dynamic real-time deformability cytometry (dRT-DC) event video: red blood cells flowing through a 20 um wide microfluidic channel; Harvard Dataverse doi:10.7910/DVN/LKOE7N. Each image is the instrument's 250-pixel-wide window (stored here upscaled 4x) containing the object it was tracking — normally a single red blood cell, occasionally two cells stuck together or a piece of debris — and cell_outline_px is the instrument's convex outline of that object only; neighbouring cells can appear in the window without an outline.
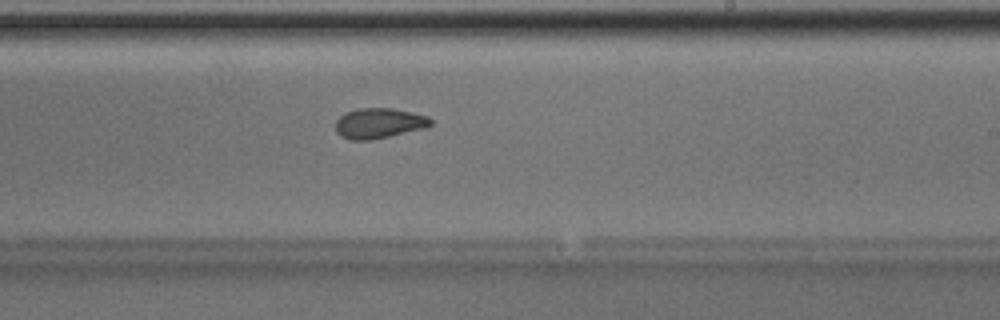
{"species": "Egyptian fruit bat (a non-hibernating species)", "species_latin": "Rousettus aegyptiacus", "temperature_condition": "room temperature", "stored_images_in_passage": 48, "camera_frame_rate_fps": 3000, "um_per_image_px": 0.085, "animal": {"sex": "male"}, "frame": {"image": 1, "passage_image": 28, "time_ms": 9.0, "image_size_px": [1000, 320], "cell_outline_px": [[432, 124], [424, 128], [388, 136], [368, 140], [352, 140], [340, 136], [336, 132], [336, 120], [344, 112], [360, 108], [392, 108], [412, 112], [428, 116], [432, 120]], "centroid_in_image_um": [32.19, 10.46], "position_along_channel_um": 256.8, "area_um2": 16.7}}
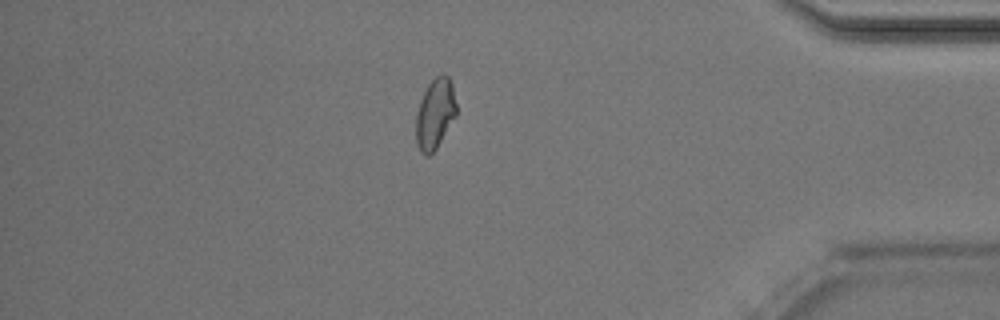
{"frame": {"image": 2, "passage_image": 41, "time_ms": 13.333, "image_size_px": [1000, 320], "cell_outline_px": [[456, 116], [436, 148], [428, 156], [424, 156], [420, 152], [416, 144], [416, 112], [420, 100], [428, 84], [440, 72], [444, 72], [452, 80], [456, 104]], "centroid_in_image_um": [36.98, 9.64], "position_along_channel_um": 398.2, "area_um2": 16.82}, "authors_computed_cell_mechanics": {"area_um2": 17.051, "velocity_mm_per_s": 4.0294, "shape_relaxation_time_tau1_ms": null, "shape_relaxation_time_tau2_ms": 2.5002, "deformation_change_tau1": null, "deformation_change_tau2": 0.0723}}